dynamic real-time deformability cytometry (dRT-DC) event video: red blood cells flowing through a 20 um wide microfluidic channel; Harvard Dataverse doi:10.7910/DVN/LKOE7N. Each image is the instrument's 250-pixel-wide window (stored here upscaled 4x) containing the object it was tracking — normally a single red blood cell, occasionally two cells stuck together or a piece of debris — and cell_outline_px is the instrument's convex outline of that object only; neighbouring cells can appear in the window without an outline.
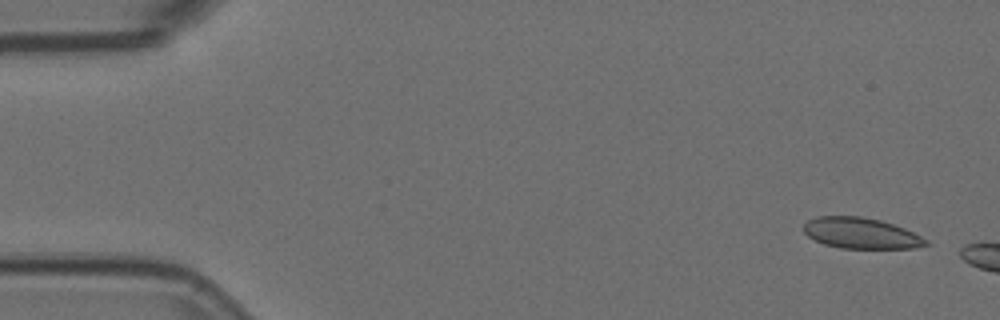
{"species": "Egyptian fruit bat (a non-hibernating species)", "species_latin": "Rousettus aegyptiacus", "temperature_condition": "room temperature", "stored_images_in_passage": 2, "camera_frame_rate_fps": 3000, "um_per_image_px": 0.085, "animal": {"sex": "female"}, "frame": {"image": 1, "passage_image": 1, "time_ms": 0.0, "image_size_px": [1000, 320], "cell_outline_px": [[928, 244], [916, 248], [840, 248], [824, 244], [808, 236], [804, 232], [804, 224], [808, 220], [816, 216], [860, 216], [880, 220], [904, 228], [928, 240]], "centroid_in_image_um": [73.17, 19.82], "position_along_channel_um": 11.8, "area_um2": 21.85}}